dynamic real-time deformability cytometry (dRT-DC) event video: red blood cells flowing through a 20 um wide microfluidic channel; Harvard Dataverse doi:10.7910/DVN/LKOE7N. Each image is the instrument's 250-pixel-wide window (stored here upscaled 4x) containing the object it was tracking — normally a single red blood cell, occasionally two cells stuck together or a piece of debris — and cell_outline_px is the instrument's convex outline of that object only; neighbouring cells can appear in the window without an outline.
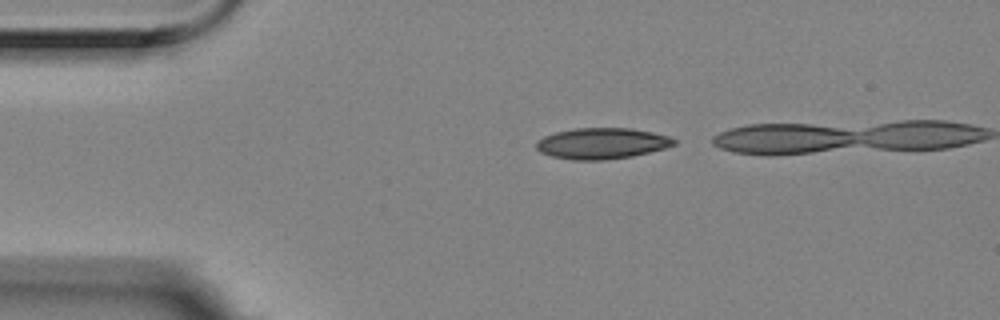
{"species": "Egyptian fruit bat (a non-hibernating species)", "species_latin": "Rousettus aegyptiacus", "temperature_condition": "room temperature", "stored_images_in_passage": 3, "camera_frame_rate_fps": 3000, "um_per_image_px": 0.085, "animal": {"sex": "female"}, "frame": {"image": 1, "passage_image": 1, "time_ms": 0.0, "image_size_px": [1000, 320], "cell_outline_px": [[676, 144], [664, 148], [632, 156], [604, 160], [572, 160], [552, 156], [540, 152], [536, 148], [536, 144], [544, 136], [556, 132], [576, 128], [628, 128], [652, 132], [668, 136], [676, 140]], "centroid_in_image_um": [51.15, 12.19], "position_along_channel_um": 33.8, "area_um2": 24.68}}